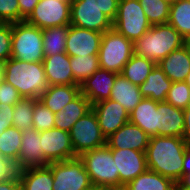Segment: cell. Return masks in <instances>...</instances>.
<instances>
[{
	"label": "cell",
	"instance_id": "6da1fadb",
	"mask_svg": "<svg viewBox=\"0 0 190 190\" xmlns=\"http://www.w3.org/2000/svg\"><path fill=\"white\" fill-rule=\"evenodd\" d=\"M188 147L183 137H150L146 150L148 169L178 183L182 179L183 159Z\"/></svg>",
	"mask_w": 190,
	"mask_h": 190
},
{
	"label": "cell",
	"instance_id": "7a4b0ae2",
	"mask_svg": "<svg viewBox=\"0 0 190 190\" xmlns=\"http://www.w3.org/2000/svg\"><path fill=\"white\" fill-rule=\"evenodd\" d=\"M185 39L169 23L153 25L133 43L134 54L158 64L168 54L184 45Z\"/></svg>",
	"mask_w": 190,
	"mask_h": 190
},
{
	"label": "cell",
	"instance_id": "3957f363",
	"mask_svg": "<svg viewBox=\"0 0 190 190\" xmlns=\"http://www.w3.org/2000/svg\"><path fill=\"white\" fill-rule=\"evenodd\" d=\"M4 80L16 88L22 98L38 99L48 88L42 62H24L9 58L5 63Z\"/></svg>",
	"mask_w": 190,
	"mask_h": 190
},
{
	"label": "cell",
	"instance_id": "277c9868",
	"mask_svg": "<svg viewBox=\"0 0 190 190\" xmlns=\"http://www.w3.org/2000/svg\"><path fill=\"white\" fill-rule=\"evenodd\" d=\"M79 158L94 188L120 190L119 172L116 171L111 149L107 145L86 151Z\"/></svg>",
	"mask_w": 190,
	"mask_h": 190
},
{
	"label": "cell",
	"instance_id": "5b68a950",
	"mask_svg": "<svg viewBox=\"0 0 190 190\" xmlns=\"http://www.w3.org/2000/svg\"><path fill=\"white\" fill-rule=\"evenodd\" d=\"M11 57L24 62H42L45 57L42 29L26 21L12 23Z\"/></svg>",
	"mask_w": 190,
	"mask_h": 190
},
{
	"label": "cell",
	"instance_id": "8992f818",
	"mask_svg": "<svg viewBox=\"0 0 190 190\" xmlns=\"http://www.w3.org/2000/svg\"><path fill=\"white\" fill-rule=\"evenodd\" d=\"M133 54V42L114 28L103 33L98 52L100 68L120 74Z\"/></svg>",
	"mask_w": 190,
	"mask_h": 190
},
{
	"label": "cell",
	"instance_id": "52a82bcc",
	"mask_svg": "<svg viewBox=\"0 0 190 190\" xmlns=\"http://www.w3.org/2000/svg\"><path fill=\"white\" fill-rule=\"evenodd\" d=\"M138 0H119L113 28L133 43L151 28Z\"/></svg>",
	"mask_w": 190,
	"mask_h": 190
},
{
	"label": "cell",
	"instance_id": "ba28073f",
	"mask_svg": "<svg viewBox=\"0 0 190 190\" xmlns=\"http://www.w3.org/2000/svg\"><path fill=\"white\" fill-rule=\"evenodd\" d=\"M53 174L52 190H93L89 175L79 156L48 164Z\"/></svg>",
	"mask_w": 190,
	"mask_h": 190
},
{
	"label": "cell",
	"instance_id": "9c48e42d",
	"mask_svg": "<svg viewBox=\"0 0 190 190\" xmlns=\"http://www.w3.org/2000/svg\"><path fill=\"white\" fill-rule=\"evenodd\" d=\"M69 135L76 156L106 145V137L101 132L93 109L74 123Z\"/></svg>",
	"mask_w": 190,
	"mask_h": 190
},
{
	"label": "cell",
	"instance_id": "30bf717a",
	"mask_svg": "<svg viewBox=\"0 0 190 190\" xmlns=\"http://www.w3.org/2000/svg\"><path fill=\"white\" fill-rule=\"evenodd\" d=\"M71 3L65 0H40L25 20L28 24L46 29L70 25Z\"/></svg>",
	"mask_w": 190,
	"mask_h": 190
},
{
	"label": "cell",
	"instance_id": "8fae6325",
	"mask_svg": "<svg viewBox=\"0 0 190 190\" xmlns=\"http://www.w3.org/2000/svg\"><path fill=\"white\" fill-rule=\"evenodd\" d=\"M40 142L43 149L44 159L48 163L77 157L68 131L55 127L42 131Z\"/></svg>",
	"mask_w": 190,
	"mask_h": 190
},
{
	"label": "cell",
	"instance_id": "7c38bea8",
	"mask_svg": "<svg viewBox=\"0 0 190 190\" xmlns=\"http://www.w3.org/2000/svg\"><path fill=\"white\" fill-rule=\"evenodd\" d=\"M112 157L119 172L120 190L145 172L147 167L146 153L132 149H111Z\"/></svg>",
	"mask_w": 190,
	"mask_h": 190
},
{
	"label": "cell",
	"instance_id": "4fadbf2b",
	"mask_svg": "<svg viewBox=\"0 0 190 190\" xmlns=\"http://www.w3.org/2000/svg\"><path fill=\"white\" fill-rule=\"evenodd\" d=\"M103 33L69 25L65 53L70 57L98 54Z\"/></svg>",
	"mask_w": 190,
	"mask_h": 190
},
{
	"label": "cell",
	"instance_id": "5bb4252c",
	"mask_svg": "<svg viewBox=\"0 0 190 190\" xmlns=\"http://www.w3.org/2000/svg\"><path fill=\"white\" fill-rule=\"evenodd\" d=\"M41 132L36 129L22 131V142L18 154V160L14 163L16 172L22 170L47 166L41 147Z\"/></svg>",
	"mask_w": 190,
	"mask_h": 190
},
{
	"label": "cell",
	"instance_id": "9a60e30c",
	"mask_svg": "<svg viewBox=\"0 0 190 190\" xmlns=\"http://www.w3.org/2000/svg\"><path fill=\"white\" fill-rule=\"evenodd\" d=\"M102 134L106 139L129 122V112L112 99L92 104Z\"/></svg>",
	"mask_w": 190,
	"mask_h": 190
},
{
	"label": "cell",
	"instance_id": "2e32d148",
	"mask_svg": "<svg viewBox=\"0 0 190 190\" xmlns=\"http://www.w3.org/2000/svg\"><path fill=\"white\" fill-rule=\"evenodd\" d=\"M70 25L104 33L113 28V21L99 8L82 6V1H72Z\"/></svg>",
	"mask_w": 190,
	"mask_h": 190
},
{
	"label": "cell",
	"instance_id": "e0dca14e",
	"mask_svg": "<svg viewBox=\"0 0 190 190\" xmlns=\"http://www.w3.org/2000/svg\"><path fill=\"white\" fill-rule=\"evenodd\" d=\"M117 75L116 72L99 68L81 83L80 91L90 101L91 105L108 100Z\"/></svg>",
	"mask_w": 190,
	"mask_h": 190
},
{
	"label": "cell",
	"instance_id": "ac0fdd59",
	"mask_svg": "<svg viewBox=\"0 0 190 190\" xmlns=\"http://www.w3.org/2000/svg\"><path fill=\"white\" fill-rule=\"evenodd\" d=\"M149 140L150 137L139 126L127 122L106 139V145L110 149L127 148L146 153Z\"/></svg>",
	"mask_w": 190,
	"mask_h": 190
},
{
	"label": "cell",
	"instance_id": "d6986e66",
	"mask_svg": "<svg viewBox=\"0 0 190 190\" xmlns=\"http://www.w3.org/2000/svg\"><path fill=\"white\" fill-rule=\"evenodd\" d=\"M43 67L50 85H71L78 84L70 66V56L66 53H59L52 56H45Z\"/></svg>",
	"mask_w": 190,
	"mask_h": 190
},
{
	"label": "cell",
	"instance_id": "ffe728a7",
	"mask_svg": "<svg viewBox=\"0 0 190 190\" xmlns=\"http://www.w3.org/2000/svg\"><path fill=\"white\" fill-rule=\"evenodd\" d=\"M157 136L182 137L184 131L183 109L176 108L166 101L158 102Z\"/></svg>",
	"mask_w": 190,
	"mask_h": 190
},
{
	"label": "cell",
	"instance_id": "44dd1931",
	"mask_svg": "<svg viewBox=\"0 0 190 190\" xmlns=\"http://www.w3.org/2000/svg\"><path fill=\"white\" fill-rule=\"evenodd\" d=\"M158 101L143 98L129 113V122L139 126L149 137L157 136Z\"/></svg>",
	"mask_w": 190,
	"mask_h": 190
},
{
	"label": "cell",
	"instance_id": "7402d4cb",
	"mask_svg": "<svg viewBox=\"0 0 190 190\" xmlns=\"http://www.w3.org/2000/svg\"><path fill=\"white\" fill-rule=\"evenodd\" d=\"M80 93L79 84L50 85L39 96L38 100L56 114L62 111L63 107L74 100Z\"/></svg>",
	"mask_w": 190,
	"mask_h": 190
},
{
	"label": "cell",
	"instance_id": "603a6c76",
	"mask_svg": "<svg viewBox=\"0 0 190 190\" xmlns=\"http://www.w3.org/2000/svg\"><path fill=\"white\" fill-rule=\"evenodd\" d=\"M158 66L172 82L185 81L190 73V58L183 45L162 59Z\"/></svg>",
	"mask_w": 190,
	"mask_h": 190
},
{
	"label": "cell",
	"instance_id": "cb8c5ba5",
	"mask_svg": "<svg viewBox=\"0 0 190 190\" xmlns=\"http://www.w3.org/2000/svg\"><path fill=\"white\" fill-rule=\"evenodd\" d=\"M91 109L90 101L80 93L74 100L67 103L62 111L55 114V128L69 132L74 123Z\"/></svg>",
	"mask_w": 190,
	"mask_h": 190
},
{
	"label": "cell",
	"instance_id": "d4e9b609",
	"mask_svg": "<svg viewBox=\"0 0 190 190\" xmlns=\"http://www.w3.org/2000/svg\"><path fill=\"white\" fill-rule=\"evenodd\" d=\"M172 83L173 82L165 75L158 64H156L147 76L145 82L139 85V90L144 98L161 102L166 100Z\"/></svg>",
	"mask_w": 190,
	"mask_h": 190
},
{
	"label": "cell",
	"instance_id": "484cf974",
	"mask_svg": "<svg viewBox=\"0 0 190 190\" xmlns=\"http://www.w3.org/2000/svg\"><path fill=\"white\" fill-rule=\"evenodd\" d=\"M143 98L138 85L132 84L121 74L116 76L109 99L119 102L130 113Z\"/></svg>",
	"mask_w": 190,
	"mask_h": 190
},
{
	"label": "cell",
	"instance_id": "4316f807",
	"mask_svg": "<svg viewBox=\"0 0 190 190\" xmlns=\"http://www.w3.org/2000/svg\"><path fill=\"white\" fill-rule=\"evenodd\" d=\"M17 173L22 190H52L53 188V174L48 165Z\"/></svg>",
	"mask_w": 190,
	"mask_h": 190
},
{
	"label": "cell",
	"instance_id": "83f0119b",
	"mask_svg": "<svg viewBox=\"0 0 190 190\" xmlns=\"http://www.w3.org/2000/svg\"><path fill=\"white\" fill-rule=\"evenodd\" d=\"M175 186L172 179L147 169L127 183L122 190H175Z\"/></svg>",
	"mask_w": 190,
	"mask_h": 190
},
{
	"label": "cell",
	"instance_id": "f1b7e54d",
	"mask_svg": "<svg viewBox=\"0 0 190 190\" xmlns=\"http://www.w3.org/2000/svg\"><path fill=\"white\" fill-rule=\"evenodd\" d=\"M155 63L143 56L133 54L120 73L132 84L141 85L147 79L149 73L155 67Z\"/></svg>",
	"mask_w": 190,
	"mask_h": 190
},
{
	"label": "cell",
	"instance_id": "f546056e",
	"mask_svg": "<svg viewBox=\"0 0 190 190\" xmlns=\"http://www.w3.org/2000/svg\"><path fill=\"white\" fill-rule=\"evenodd\" d=\"M168 23L185 39H190V0H176L170 4Z\"/></svg>",
	"mask_w": 190,
	"mask_h": 190
},
{
	"label": "cell",
	"instance_id": "4dcf8cb0",
	"mask_svg": "<svg viewBox=\"0 0 190 190\" xmlns=\"http://www.w3.org/2000/svg\"><path fill=\"white\" fill-rule=\"evenodd\" d=\"M68 29L69 25H64L42 30L45 56L65 53Z\"/></svg>",
	"mask_w": 190,
	"mask_h": 190
},
{
	"label": "cell",
	"instance_id": "1f68e13d",
	"mask_svg": "<svg viewBox=\"0 0 190 190\" xmlns=\"http://www.w3.org/2000/svg\"><path fill=\"white\" fill-rule=\"evenodd\" d=\"M22 142V131L14 126L8 127L0 135V157L9 159L13 164L18 160Z\"/></svg>",
	"mask_w": 190,
	"mask_h": 190
},
{
	"label": "cell",
	"instance_id": "d6a6232c",
	"mask_svg": "<svg viewBox=\"0 0 190 190\" xmlns=\"http://www.w3.org/2000/svg\"><path fill=\"white\" fill-rule=\"evenodd\" d=\"M70 66L74 80L81 85L100 68L98 54L70 57Z\"/></svg>",
	"mask_w": 190,
	"mask_h": 190
},
{
	"label": "cell",
	"instance_id": "836d02e7",
	"mask_svg": "<svg viewBox=\"0 0 190 190\" xmlns=\"http://www.w3.org/2000/svg\"><path fill=\"white\" fill-rule=\"evenodd\" d=\"M35 99L22 98L14 105L13 125L20 131L33 129V110Z\"/></svg>",
	"mask_w": 190,
	"mask_h": 190
},
{
	"label": "cell",
	"instance_id": "e575fe53",
	"mask_svg": "<svg viewBox=\"0 0 190 190\" xmlns=\"http://www.w3.org/2000/svg\"><path fill=\"white\" fill-rule=\"evenodd\" d=\"M149 21L153 25L168 23L170 4L164 0H138Z\"/></svg>",
	"mask_w": 190,
	"mask_h": 190
},
{
	"label": "cell",
	"instance_id": "d590c367",
	"mask_svg": "<svg viewBox=\"0 0 190 190\" xmlns=\"http://www.w3.org/2000/svg\"><path fill=\"white\" fill-rule=\"evenodd\" d=\"M165 101L176 108L186 109L190 105V88L185 81L173 82Z\"/></svg>",
	"mask_w": 190,
	"mask_h": 190
},
{
	"label": "cell",
	"instance_id": "8d00e7d4",
	"mask_svg": "<svg viewBox=\"0 0 190 190\" xmlns=\"http://www.w3.org/2000/svg\"><path fill=\"white\" fill-rule=\"evenodd\" d=\"M55 113L48 109L38 99H35L33 110V129L39 132L46 131L55 127Z\"/></svg>",
	"mask_w": 190,
	"mask_h": 190
},
{
	"label": "cell",
	"instance_id": "74e56055",
	"mask_svg": "<svg viewBox=\"0 0 190 190\" xmlns=\"http://www.w3.org/2000/svg\"><path fill=\"white\" fill-rule=\"evenodd\" d=\"M0 17L7 23L20 22L18 0H0Z\"/></svg>",
	"mask_w": 190,
	"mask_h": 190
},
{
	"label": "cell",
	"instance_id": "f35d334b",
	"mask_svg": "<svg viewBox=\"0 0 190 190\" xmlns=\"http://www.w3.org/2000/svg\"><path fill=\"white\" fill-rule=\"evenodd\" d=\"M82 1V6H93L99 8L112 21L115 19L118 10L119 0H72Z\"/></svg>",
	"mask_w": 190,
	"mask_h": 190
},
{
	"label": "cell",
	"instance_id": "ab89813d",
	"mask_svg": "<svg viewBox=\"0 0 190 190\" xmlns=\"http://www.w3.org/2000/svg\"><path fill=\"white\" fill-rule=\"evenodd\" d=\"M12 24L7 23L0 29V61L11 58Z\"/></svg>",
	"mask_w": 190,
	"mask_h": 190
},
{
	"label": "cell",
	"instance_id": "60d3db41",
	"mask_svg": "<svg viewBox=\"0 0 190 190\" xmlns=\"http://www.w3.org/2000/svg\"><path fill=\"white\" fill-rule=\"evenodd\" d=\"M22 99L18 90L5 80L0 82V103L15 105Z\"/></svg>",
	"mask_w": 190,
	"mask_h": 190
},
{
	"label": "cell",
	"instance_id": "b9f144b4",
	"mask_svg": "<svg viewBox=\"0 0 190 190\" xmlns=\"http://www.w3.org/2000/svg\"><path fill=\"white\" fill-rule=\"evenodd\" d=\"M14 105L0 103V135L13 125Z\"/></svg>",
	"mask_w": 190,
	"mask_h": 190
},
{
	"label": "cell",
	"instance_id": "7bdbcfd3",
	"mask_svg": "<svg viewBox=\"0 0 190 190\" xmlns=\"http://www.w3.org/2000/svg\"><path fill=\"white\" fill-rule=\"evenodd\" d=\"M39 1L40 0H18L20 7V22L25 21L29 17Z\"/></svg>",
	"mask_w": 190,
	"mask_h": 190
},
{
	"label": "cell",
	"instance_id": "ee69618b",
	"mask_svg": "<svg viewBox=\"0 0 190 190\" xmlns=\"http://www.w3.org/2000/svg\"><path fill=\"white\" fill-rule=\"evenodd\" d=\"M15 173L16 168L14 164L9 159L0 157V181L7 179Z\"/></svg>",
	"mask_w": 190,
	"mask_h": 190
},
{
	"label": "cell",
	"instance_id": "f6af8a7d",
	"mask_svg": "<svg viewBox=\"0 0 190 190\" xmlns=\"http://www.w3.org/2000/svg\"><path fill=\"white\" fill-rule=\"evenodd\" d=\"M0 190H22L18 173L0 181Z\"/></svg>",
	"mask_w": 190,
	"mask_h": 190
},
{
	"label": "cell",
	"instance_id": "bcb514c9",
	"mask_svg": "<svg viewBox=\"0 0 190 190\" xmlns=\"http://www.w3.org/2000/svg\"><path fill=\"white\" fill-rule=\"evenodd\" d=\"M184 113V131L183 139L190 145V105L183 110Z\"/></svg>",
	"mask_w": 190,
	"mask_h": 190
},
{
	"label": "cell",
	"instance_id": "7dc6e473",
	"mask_svg": "<svg viewBox=\"0 0 190 190\" xmlns=\"http://www.w3.org/2000/svg\"><path fill=\"white\" fill-rule=\"evenodd\" d=\"M188 173H190V147L186 149L185 154H184L182 177Z\"/></svg>",
	"mask_w": 190,
	"mask_h": 190
},
{
	"label": "cell",
	"instance_id": "c3c4849f",
	"mask_svg": "<svg viewBox=\"0 0 190 190\" xmlns=\"http://www.w3.org/2000/svg\"><path fill=\"white\" fill-rule=\"evenodd\" d=\"M175 188H190V173L185 174L182 179L176 183Z\"/></svg>",
	"mask_w": 190,
	"mask_h": 190
},
{
	"label": "cell",
	"instance_id": "681fc988",
	"mask_svg": "<svg viewBox=\"0 0 190 190\" xmlns=\"http://www.w3.org/2000/svg\"><path fill=\"white\" fill-rule=\"evenodd\" d=\"M5 61H0V82L4 80Z\"/></svg>",
	"mask_w": 190,
	"mask_h": 190
},
{
	"label": "cell",
	"instance_id": "f907efd6",
	"mask_svg": "<svg viewBox=\"0 0 190 190\" xmlns=\"http://www.w3.org/2000/svg\"><path fill=\"white\" fill-rule=\"evenodd\" d=\"M184 46L186 47V50H187L189 58H190V39L185 40Z\"/></svg>",
	"mask_w": 190,
	"mask_h": 190
},
{
	"label": "cell",
	"instance_id": "816d5d0a",
	"mask_svg": "<svg viewBox=\"0 0 190 190\" xmlns=\"http://www.w3.org/2000/svg\"><path fill=\"white\" fill-rule=\"evenodd\" d=\"M185 83L188 85V87L190 88V73L187 75Z\"/></svg>",
	"mask_w": 190,
	"mask_h": 190
},
{
	"label": "cell",
	"instance_id": "f5cc1de1",
	"mask_svg": "<svg viewBox=\"0 0 190 190\" xmlns=\"http://www.w3.org/2000/svg\"><path fill=\"white\" fill-rule=\"evenodd\" d=\"M7 24L1 17H0V29Z\"/></svg>",
	"mask_w": 190,
	"mask_h": 190
},
{
	"label": "cell",
	"instance_id": "db71d44e",
	"mask_svg": "<svg viewBox=\"0 0 190 190\" xmlns=\"http://www.w3.org/2000/svg\"><path fill=\"white\" fill-rule=\"evenodd\" d=\"M164 1L168 2L169 4H172V3H174L176 0H164Z\"/></svg>",
	"mask_w": 190,
	"mask_h": 190
},
{
	"label": "cell",
	"instance_id": "11a10c76",
	"mask_svg": "<svg viewBox=\"0 0 190 190\" xmlns=\"http://www.w3.org/2000/svg\"><path fill=\"white\" fill-rule=\"evenodd\" d=\"M175 190H190V188H175Z\"/></svg>",
	"mask_w": 190,
	"mask_h": 190
}]
</instances>
